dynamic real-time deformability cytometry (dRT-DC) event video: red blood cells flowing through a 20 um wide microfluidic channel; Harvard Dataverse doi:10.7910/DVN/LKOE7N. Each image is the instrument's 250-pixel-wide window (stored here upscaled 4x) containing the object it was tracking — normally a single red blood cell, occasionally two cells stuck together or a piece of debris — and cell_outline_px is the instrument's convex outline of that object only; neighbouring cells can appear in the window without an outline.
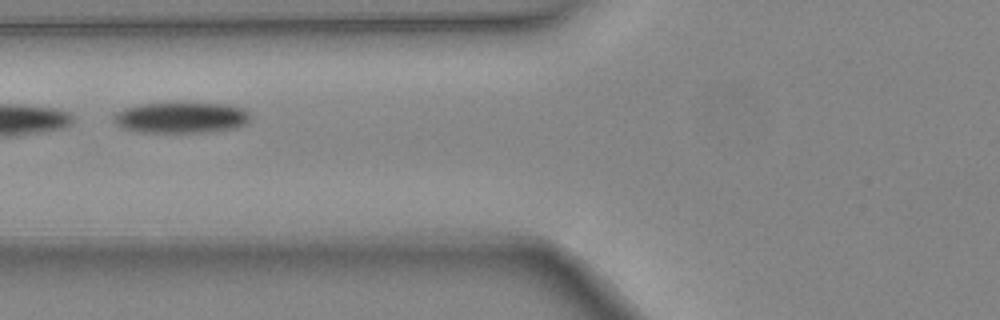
{"species": "common noctule bat (a hibernating species)", "species_latin": "Nyctalus noctula", "temperature_condition": "warm", "stored_images_in_passage": 5, "camera_frame_rate_fps": 3000, "um_per_image_px": 0.085, "animal": {"sex": "female", "body_mass_g": 24.6, "forearm_length_mm": 56.2}, "frame": {"image": 1, "passage_image": 4, "time_ms": 1.0, "image_size_px": [1000, 320], "cell_outline_px": [[248, 124], [236, 128], [208, 132], [136, 132], [120, 128], [112, 120], [112, 116], [116, 112], [124, 108], [136, 104], [176, 100], [224, 104], [244, 108], [248, 112]], "centroid_in_image_um": [15.33, 9.95], "position_along_channel_um": 110.5, "area_um2": 25.89}}
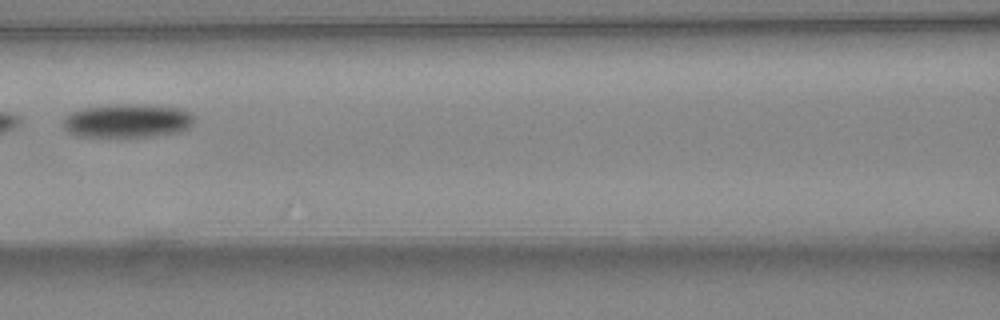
{"frame": {"image": 2, "passage_image": 5, "time_ms": 1.333, "image_size_px": [1000, 320], "cell_outline_px": [[196, 120], [188, 128], [176, 132], [148, 136], [76, 136], [68, 132], [64, 128], [64, 116], [68, 112], [80, 108], [104, 104], [156, 104], [180, 108], [192, 112], [196, 116]], "centroid_in_image_um": [10.83, 10.22], "position_along_channel_um": 155.8, "area_um2": 26.3}}